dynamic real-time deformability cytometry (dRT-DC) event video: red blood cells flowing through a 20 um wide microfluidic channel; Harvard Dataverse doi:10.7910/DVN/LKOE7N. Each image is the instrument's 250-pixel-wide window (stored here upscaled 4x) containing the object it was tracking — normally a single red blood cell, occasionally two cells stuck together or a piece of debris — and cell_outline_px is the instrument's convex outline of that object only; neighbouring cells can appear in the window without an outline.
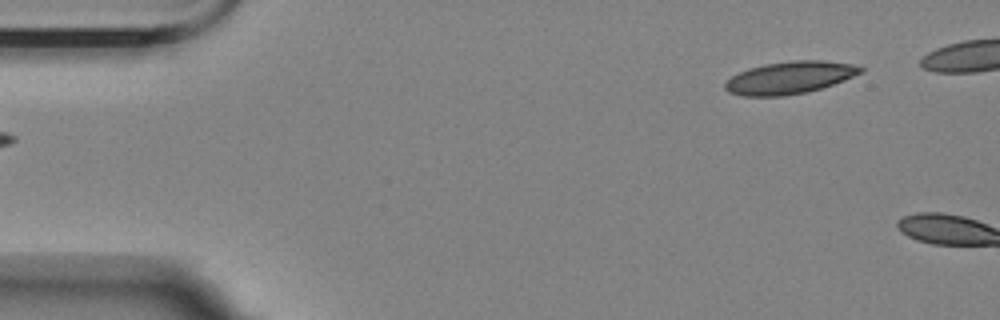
{"species": "Egyptian fruit bat (a non-hibernating species)", "species_latin": "Rousettus aegyptiacus", "temperature_condition": "room temperature", "stored_images_in_passage": 2, "camera_frame_rate_fps": 3000, "um_per_image_px": 0.085, "animal": {"sex": "female"}, "frame": {"image": 1, "passage_image": 1, "time_ms": 0.0, "image_size_px": [1000, 320], "cell_outline_px": [[864, 72], [844, 80], [808, 92], [784, 96], [744, 96], [728, 92], [724, 88], [724, 84], [732, 76], [748, 68], [764, 64], [792, 60], [824, 60], [852, 64], [864, 68]], "centroid_in_image_um": [67.13, 6.6], "position_along_channel_um": 17.9, "area_um2": 25.61}}